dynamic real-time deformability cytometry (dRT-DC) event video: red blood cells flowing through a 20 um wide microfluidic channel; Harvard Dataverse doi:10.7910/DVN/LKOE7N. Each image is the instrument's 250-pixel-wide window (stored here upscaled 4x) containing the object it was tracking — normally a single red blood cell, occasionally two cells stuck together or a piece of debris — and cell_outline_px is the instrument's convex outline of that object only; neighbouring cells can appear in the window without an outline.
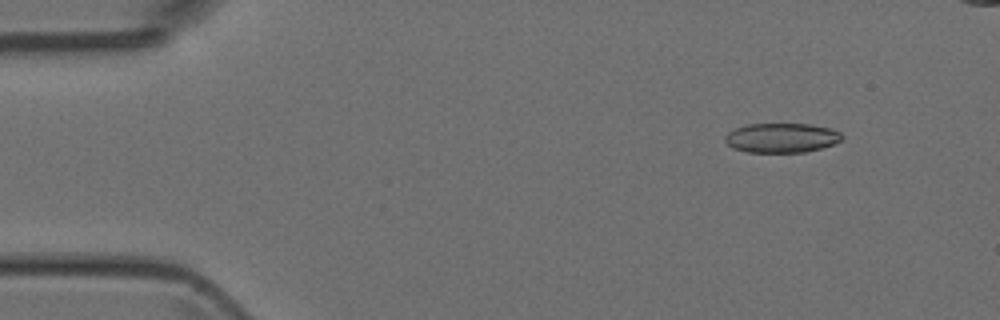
{"species": "Egyptian fruit bat (a non-hibernating species)", "species_latin": "Rousettus aegyptiacus", "temperature_condition": "room temperature", "stored_images_in_passage": 8, "camera_frame_rate_fps": 3000, "um_per_image_px": 0.085, "animal": {"sex": "female"}, "frame": {"image": 1, "passage_image": 2, "time_ms": 1.0, "image_size_px": [1000, 320], "cell_outline_px": [[844, 140], [820, 148], [804, 152], [748, 152], [732, 148], [724, 140], [724, 136], [728, 132], [736, 128], [748, 124], [808, 124], [832, 128], [840, 132], [844, 136]], "centroid_in_image_um": [66.45, 11.71], "position_along_channel_um": 18.6, "area_um2": 20.17}}
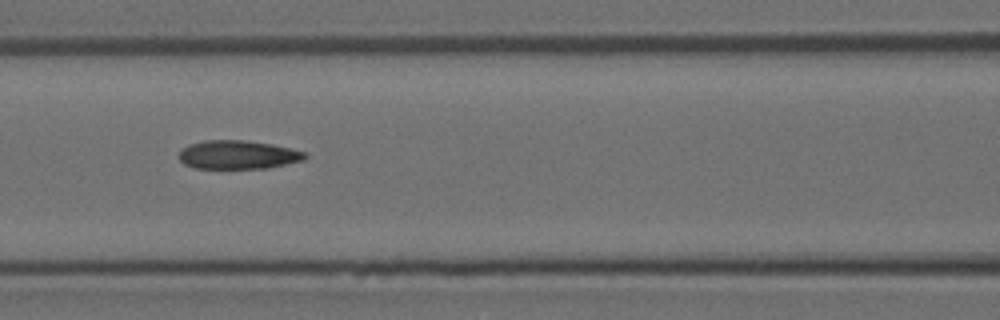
{"frame": {"image": 2, "passage_image": 6, "time_ms": 6.333, "image_size_px": [1000, 320], "cell_outline_px": [[308, 156], [304, 160], [268, 168], [192, 168], [184, 164], [180, 160], [180, 152], [188, 144], [204, 140], [244, 140], [272, 144], [304, 152]], "centroid_in_image_um": [20.21, 13.15], "position_along_channel_um": 146.4, "area_um2": 20.92}}
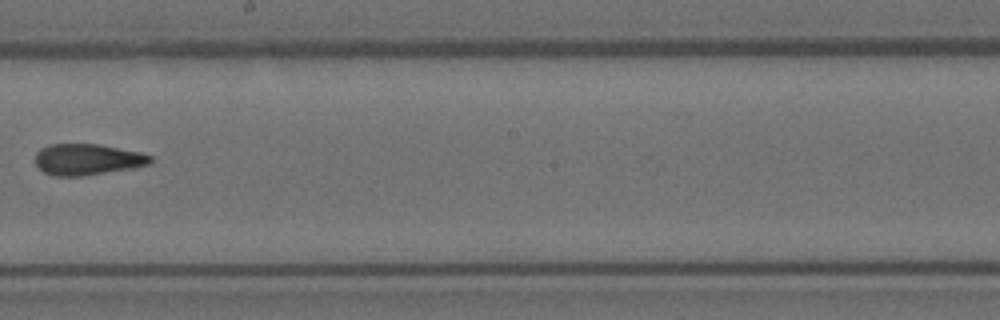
{"frame": {"image": 3, "passage_image": 8, "time_ms": 8.667, "image_size_px": [1000, 320], "cell_outline_px": [[152, 160], [148, 164], [132, 168], [84, 176], [56, 176], [44, 172], [36, 164], [36, 152], [40, 148], [48, 144], [100, 144], [140, 152], [152, 156]], "centroid_in_image_um": [7.42, 13.54], "position_along_channel_um": 240.8, "area_um2": 20.92}}